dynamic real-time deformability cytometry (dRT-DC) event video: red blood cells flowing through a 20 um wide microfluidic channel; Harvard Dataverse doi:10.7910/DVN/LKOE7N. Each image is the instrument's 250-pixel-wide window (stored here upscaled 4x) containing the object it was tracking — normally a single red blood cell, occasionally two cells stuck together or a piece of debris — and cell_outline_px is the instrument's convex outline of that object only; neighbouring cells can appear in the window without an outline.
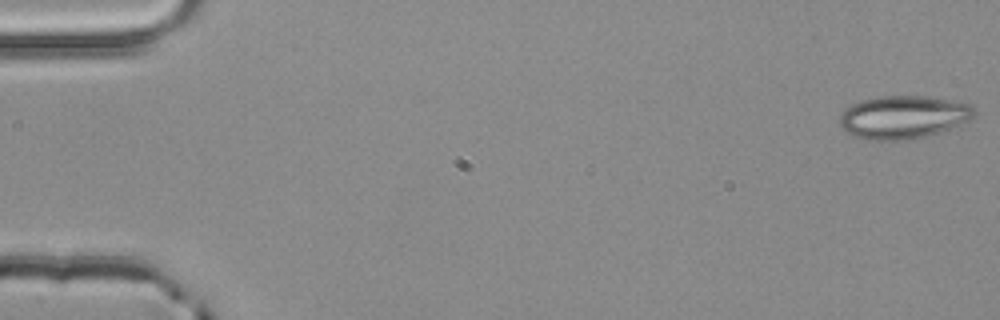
{"species": "common noctule bat (a hibernating species)", "species_latin": "Nyctalus noctula", "temperature_condition": "room temperature", "stored_images_in_passage": 4, "camera_frame_rate_fps": 3000, "um_per_image_px": 0.085, "animal": {"sex": "male", "body_mass_g": 20.4}, "frame": {"image": 1, "passage_image": 1, "time_ms": 0.0, "image_size_px": [1000, 320], "cell_outline_px": [[976, 112], [968, 120], [940, 132], [924, 136], [904, 140], [868, 140], [852, 136], [840, 124], [840, 112], [844, 108], [852, 104], [864, 100], [880, 96], [928, 96], [952, 100], [972, 104]], "centroid_in_image_um": [76.76, 9.95], "position_along_channel_um": 8.2, "area_um2": 33.64}}